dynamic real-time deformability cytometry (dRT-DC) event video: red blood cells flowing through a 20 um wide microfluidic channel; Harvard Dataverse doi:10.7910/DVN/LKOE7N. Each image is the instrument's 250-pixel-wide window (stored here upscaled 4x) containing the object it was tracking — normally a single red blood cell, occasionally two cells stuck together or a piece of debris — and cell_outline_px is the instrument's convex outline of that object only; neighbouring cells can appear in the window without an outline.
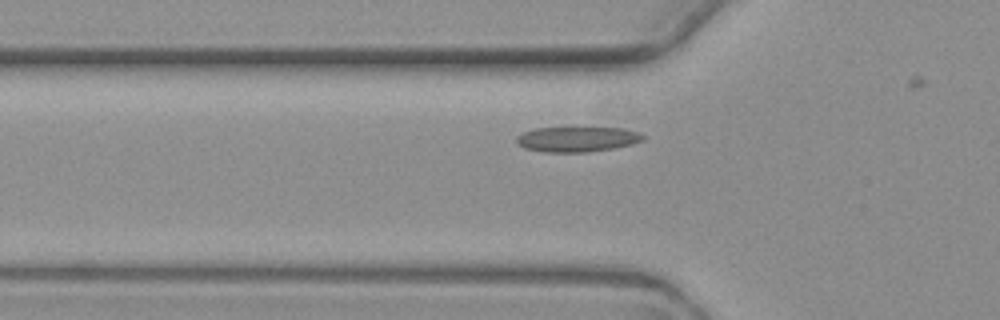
{"species": "common noctule bat (a hibernating species)", "species_latin": "Nyctalus noctula", "temperature_condition": "warm", "stored_images_in_passage": 3, "camera_frame_rate_fps": 3000, "um_per_image_px": 0.085, "animal": {"sex": "female", "body_mass_g": 19.3, "forearm_length_mm": 54.1}, "frame": {"image": 1, "passage_image": 3, "time_ms": 3.667, "image_size_px": [1000, 320], "cell_outline_px": [[644, 140], [632, 144], [616, 148], [588, 152], [544, 152], [524, 148], [516, 144], [516, 136], [524, 132], [536, 128], [620, 128], [636, 132], [644, 136]], "centroid_in_image_um": [49.02, 11.84], "position_along_channel_um": 76.8, "area_um2": 18.5}}